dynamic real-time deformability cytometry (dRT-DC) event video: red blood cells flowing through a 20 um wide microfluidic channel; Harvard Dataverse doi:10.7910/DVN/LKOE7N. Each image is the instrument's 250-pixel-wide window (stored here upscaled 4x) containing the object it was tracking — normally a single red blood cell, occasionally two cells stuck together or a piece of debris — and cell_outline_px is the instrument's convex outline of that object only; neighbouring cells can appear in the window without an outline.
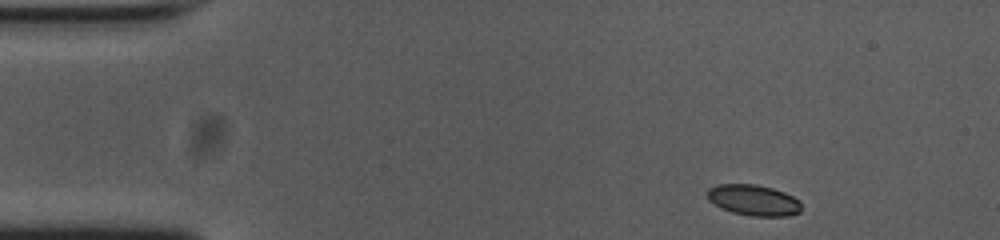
{"species": "common noctule bat (a hibernating species)", "species_latin": "Nyctalus noctula", "temperature_condition": "cold", "stored_images_in_passage": 49, "camera_frame_rate_fps": 3000, "um_per_image_px": 0.085, "animal": {"sex": "female", "body_mass_g": 23.0, "forearm_length_mm": 53.4}, "frame": {"image": 1, "passage_image": 1, "time_ms": 0.0, "image_size_px": [1000, 240], "cell_outline_px": [[800, 212], [788, 216], [752, 216], [732, 212], [720, 208], [708, 200], [704, 192], [708, 188], [716, 184], [756, 184], [772, 188], [784, 192], [800, 200]], "centroid_in_image_um": [64.0, 17.0], "position_along_channel_um": 21.0, "area_um2": 17.17}}
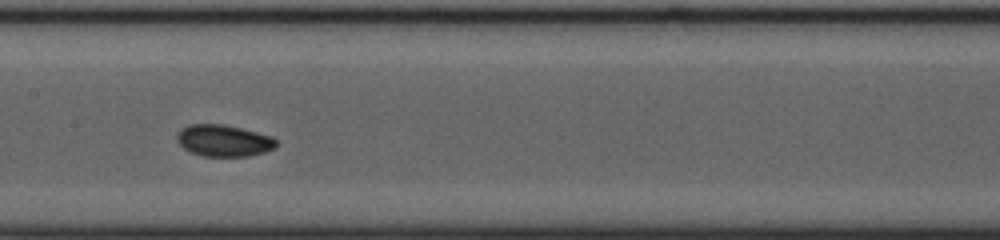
{"frame": {"image": 2, "passage_image": 21, "time_ms": 6.667, "image_size_px": [1000, 240], "cell_outline_px": [[276, 148], [264, 152], [248, 156], [204, 156], [192, 152], [184, 148], [176, 140], [176, 132], [180, 128], [188, 124], [224, 124], [272, 136], [276, 140]], "centroid_in_image_um": [18.99, 11.94], "position_along_channel_um": 188.4, "area_um2": 18.38}}
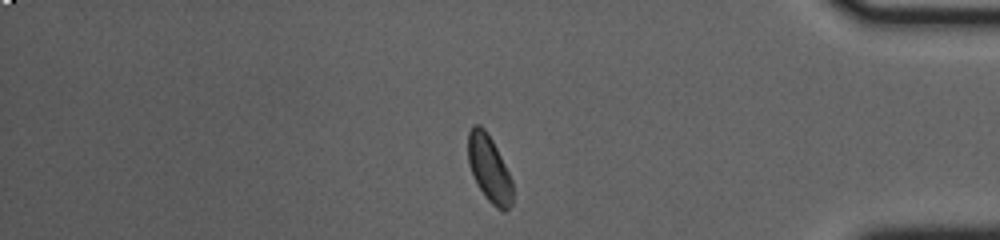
{"frame": {"image": 3, "passage_image": 40, "time_ms": 13.0, "image_size_px": [1000, 240], "cell_outline_px": [[512, 204], [504, 212], [496, 208], [488, 200], [480, 188], [472, 172], [468, 160], [468, 132], [472, 124], [480, 124], [484, 128], [492, 140], [512, 180]], "centroid_in_image_um": [41.58, 14.32], "position_along_channel_um": 393.6, "area_um2": 16.99}, "authors_computed_cell_mechanics": {"area_um2": 17.3978, "velocity_mm_per_s": 3.7306, "shape_relaxation_time_tau1_ms": 2.1518, "shape_relaxation_time_tau2_ms": 3.5816, "deformation_change_tau1": 0.0604, "deformation_change_tau2": 0.0548}}